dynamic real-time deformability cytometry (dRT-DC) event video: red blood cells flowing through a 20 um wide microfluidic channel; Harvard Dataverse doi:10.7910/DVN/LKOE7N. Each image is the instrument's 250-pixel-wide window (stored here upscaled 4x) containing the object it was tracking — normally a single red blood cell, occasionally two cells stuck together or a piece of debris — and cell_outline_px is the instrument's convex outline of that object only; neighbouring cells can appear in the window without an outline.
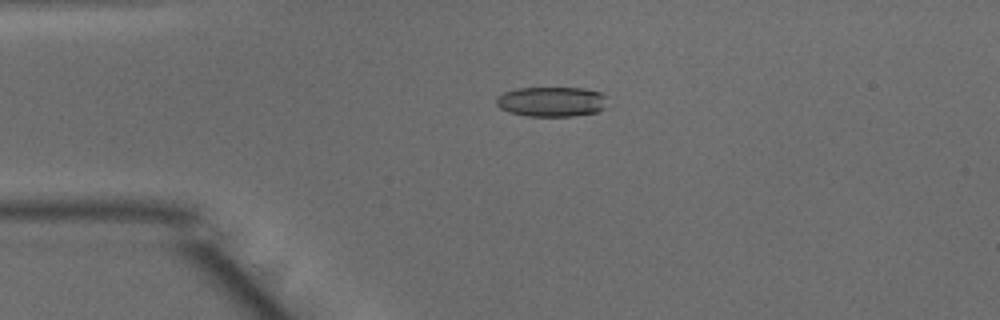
{"species": "common noctule bat (a hibernating species)", "species_latin": "Nyctalus noctula", "temperature_condition": "warm", "stored_images_in_passage": 48, "camera_frame_rate_fps": 3000, "um_per_image_px": 0.085, "animal": {"sex": "male", "body_mass_g": 15.6}, "frame": {"image": 1, "passage_image": 10, "time_ms": 3.0, "image_size_px": [1000, 320], "cell_outline_px": [[608, 96], [604, 108], [596, 112], [576, 116], [528, 116], [508, 112], [500, 108], [496, 104], [496, 96], [504, 92], [516, 88], [584, 88], [600, 92]], "centroid_in_image_um": [46.88, 8.64], "position_along_channel_um": 38.1, "area_um2": 19.59}}
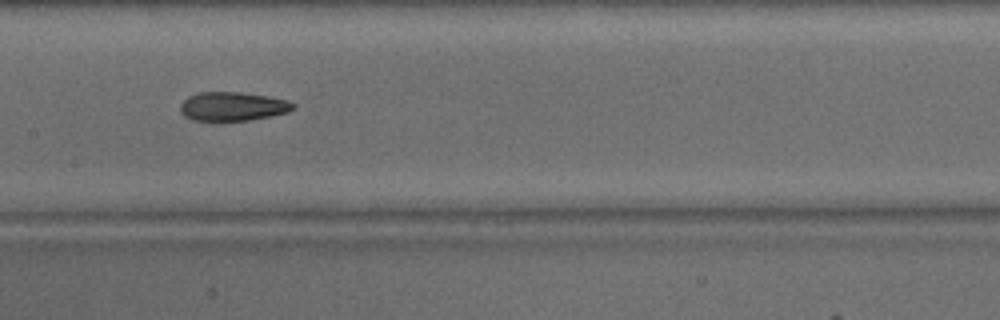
{"frame": {"image": 2, "passage_image": 23, "time_ms": 7.333, "image_size_px": [1000, 320], "cell_outline_px": [[296, 108], [288, 112], [272, 116], [248, 120], [216, 124], [192, 120], [184, 116], [180, 112], [180, 104], [188, 96], [200, 92], [236, 92], [268, 96], [288, 100], [296, 104]], "centroid_in_image_um": [19.75, 9.09], "position_along_channel_um": 187.7, "area_um2": 19.83}}
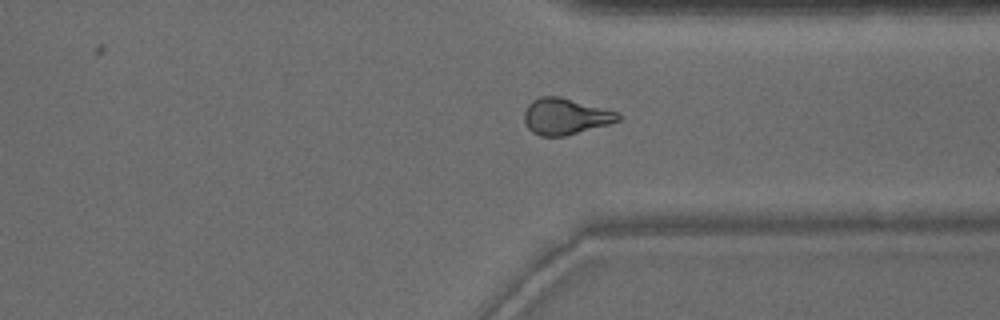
{"frame": {"image": 3, "passage_image": 36, "time_ms": 11.667, "image_size_px": [1000, 320], "cell_outline_px": [[624, 116], [620, 120], [608, 124], [564, 136], [540, 136], [532, 132], [528, 128], [524, 120], [524, 112], [528, 104], [532, 100], [540, 96], [560, 96], [616, 112]], "centroid_in_image_um": [48.03, 9.89], "position_along_channel_um": 363.4, "area_um2": 19.71}, "authors_computed_cell_mechanics": {"area_um2": 19.7676, "velocity_mm_per_s": 4.0685, "shape_relaxation_time_tau1_ms": 6.9607, "shape_relaxation_time_tau2_ms": 2.5274, "deformation_change_tau1": 0.2151, "deformation_change_tau2": 0.1065}}